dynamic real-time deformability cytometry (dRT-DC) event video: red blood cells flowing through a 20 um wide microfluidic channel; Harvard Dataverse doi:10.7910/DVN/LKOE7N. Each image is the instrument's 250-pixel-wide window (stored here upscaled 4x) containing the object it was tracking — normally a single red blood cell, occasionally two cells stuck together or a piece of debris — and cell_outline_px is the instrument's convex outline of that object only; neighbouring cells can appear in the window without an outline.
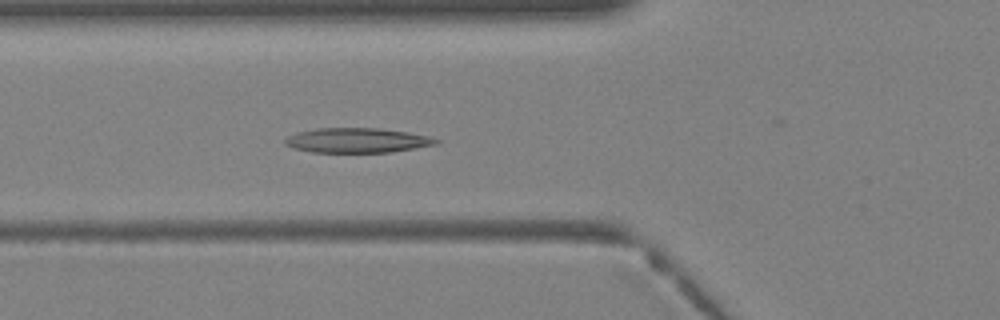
{"species": "Egyptian fruit bat (a non-hibernating species)", "species_latin": "Rousettus aegyptiacus", "temperature_condition": "warm", "stored_images_in_passage": 34, "camera_frame_rate_fps": 3000, "um_per_image_px": 0.085, "animal": {"sex": "female"}, "frame": {"image": 1, "passage_image": 8, "time_ms": 2.333, "image_size_px": [1000, 320], "cell_outline_px": [[440, 144], [392, 152], [312, 152], [292, 148], [284, 144], [284, 140], [288, 136], [296, 132], [316, 128], [380, 128], [408, 132], [428, 136], [440, 140]], "centroid_in_image_um": [30.36, 11.93], "position_along_channel_um": 95.4, "area_um2": 21.96}}
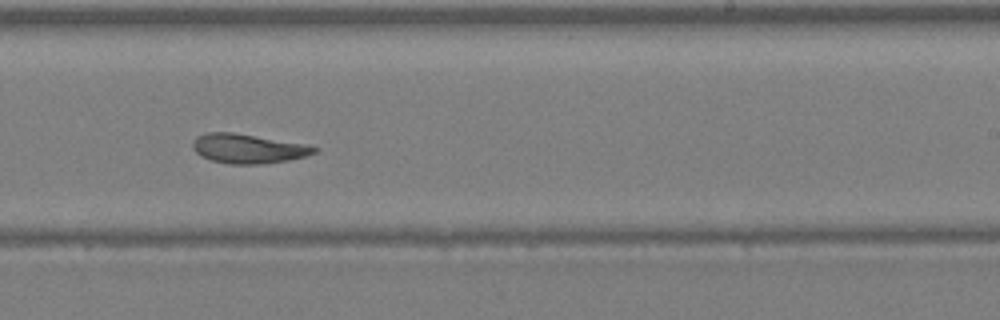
{"frame": {"image": 2, "passage_image": 18, "time_ms": 5.667, "image_size_px": [1000, 320], "cell_outline_px": [[320, 148], [316, 152], [304, 156], [288, 160], [260, 164], [232, 164], [212, 160], [200, 156], [192, 148], [192, 144], [196, 136], [208, 132], [232, 132], [304, 144]], "centroid_in_image_um": [21.05, 12.63], "position_along_channel_um": 268.0, "area_um2": 20.58}}
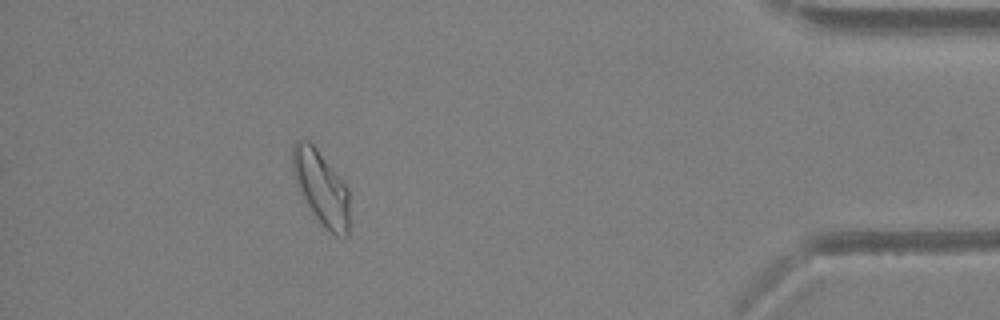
{"frame": {"image": 3, "passage_image": 29, "time_ms": 9.333, "image_size_px": [1000, 320], "cell_outline_px": [[348, 236], [336, 236], [316, 216], [304, 200], [296, 184], [292, 172], [292, 144], [296, 140], [308, 140], [316, 148], [348, 188]], "centroid_in_image_um": [27.26, 15.91], "position_along_channel_um": 407.9, "area_um2": 23.99}}